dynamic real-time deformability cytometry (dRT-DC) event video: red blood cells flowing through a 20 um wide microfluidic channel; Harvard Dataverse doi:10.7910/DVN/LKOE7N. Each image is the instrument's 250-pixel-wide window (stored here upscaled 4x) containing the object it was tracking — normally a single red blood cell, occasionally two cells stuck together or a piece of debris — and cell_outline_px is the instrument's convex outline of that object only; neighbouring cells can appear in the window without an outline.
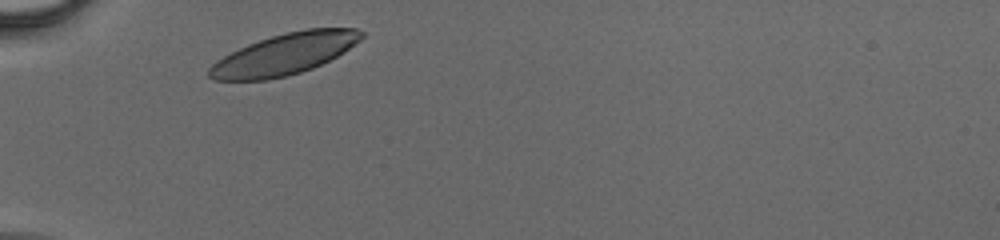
{"species": "human", "species_latin": "Homo sapiens", "temperature_condition": "cold", "stored_images_in_passage": 25, "camera_frame_rate_fps": 3000, "um_per_image_px": 0.085, "donor": {"sex": "male"}, "frame": {"image": 1, "passage_image": 1, "time_ms": 0.0, "image_size_px": [1000, 240], "cell_outline_px": [[364, 36], [360, 40], [344, 52], [312, 68], [288, 76], [268, 80], [212, 80], [208, 76], [208, 68], [216, 60], [248, 44], [272, 36], [288, 32], [308, 28], [356, 28], [364, 32]], "centroid_in_image_um": [24.17, 4.61], "position_along_channel_um": 60.8, "area_um2": 36.3}}
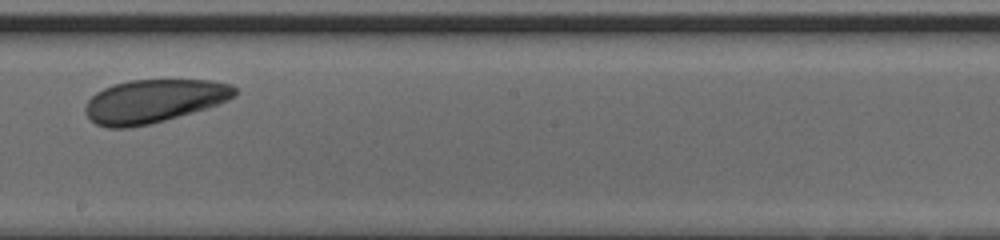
{"frame": {"image": 2, "passage_image": 14, "time_ms": 4.333, "image_size_px": [1000, 240], "cell_outline_px": [[236, 96], [208, 108], [164, 120], [148, 124], [128, 128], [108, 128], [96, 124], [84, 112], [84, 108], [88, 100], [96, 92], [104, 88], [116, 84], [132, 80], [212, 80], [232, 84], [236, 88]], "centroid_in_image_um": [13.08, 8.59], "position_along_channel_um": 235.1, "area_um2": 37.57}}
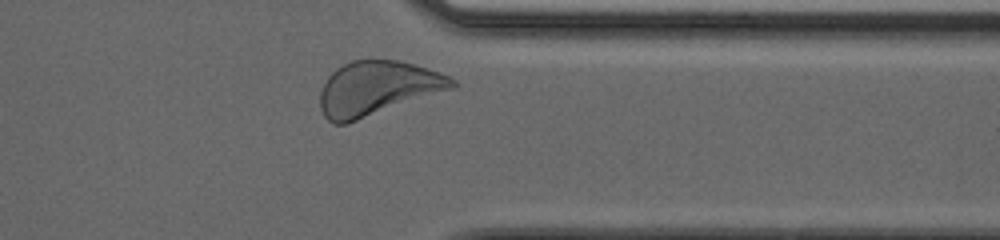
{"frame": {"image": 3, "passage_image": 24, "time_ms": 7.667, "image_size_px": [1000, 240], "cell_outline_px": [[456, 88], [348, 124], [332, 124], [324, 116], [320, 108], [320, 92], [328, 76], [336, 68], [352, 60], [400, 60], [448, 76], [456, 80]], "centroid_in_image_um": [32.07, 7.54], "position_along_channel_um": 379.3, "area_um2": 41.91}}